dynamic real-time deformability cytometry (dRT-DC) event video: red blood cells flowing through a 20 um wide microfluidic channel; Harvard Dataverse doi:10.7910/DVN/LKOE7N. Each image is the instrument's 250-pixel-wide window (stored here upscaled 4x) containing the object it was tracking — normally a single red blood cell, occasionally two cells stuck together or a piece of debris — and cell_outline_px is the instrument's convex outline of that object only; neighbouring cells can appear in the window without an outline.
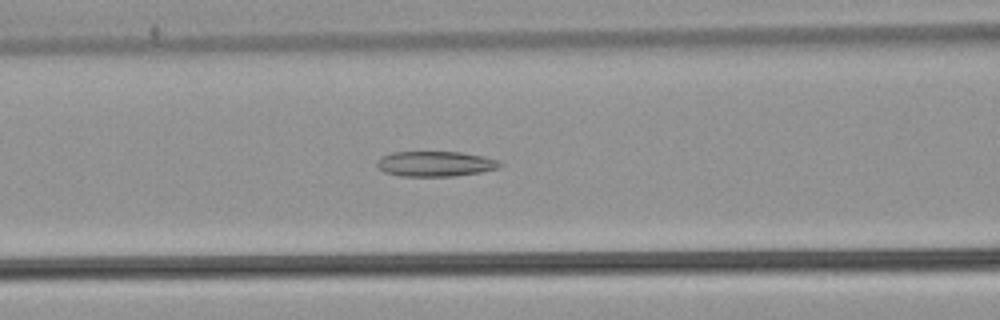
{"species": "common noctule bat (a hibernating species)", "species_latin": "Nyctalus noctula", "temperature_condition": "warm", "stored_images_in_passage": 54, "camera_frame_rate_fps": 3000, "um_per_image_px": 0.085, "animal": {"sex": "male", "body_mass_g": 21.5, "forearm_length_mm": 52.0}, "frame": {"image": 1, "passage_image": 23, "time_ms": 7.333, "image_size_px": [1000, 320], "cell_outline_px": [[504, 164], [500, 168], [480, 172], [452, 176], [400, 176], [384, 172], [376, 164], [376, 160], [380, 156], [392, 152], [460, 152], [484, 156], [496, 160]], "centroid_in_image_um": [36.99, 13.92], "position_along_channel_um": 129.6, "area_um2": 18.15}}
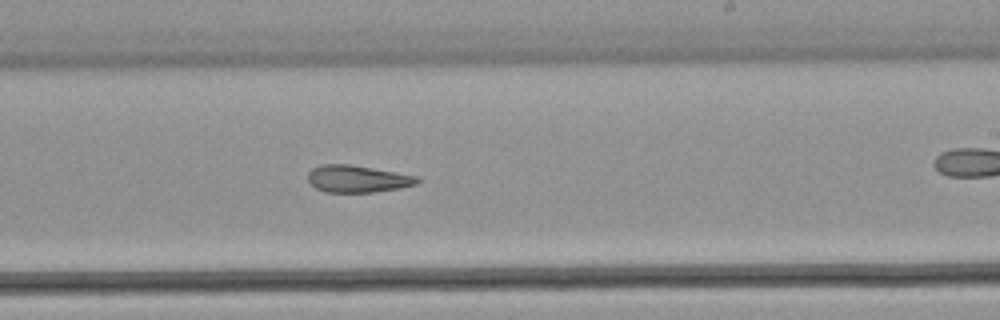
{"frame": {"image": 2, "passage_image": 33, "time_ms": 10.667, "image_size_px": [1000, 320], "cell_outline_px": [[420, 180], [416, 184], [400, 188], [372, 192], [324, 192], [316, 188], [308, 180], [308, 172], [312, 168], [320, 164], [348, 164], [420, 176]], "centroid_in_image_um": [30.39, 15.2], "position_along_channel_um": 258.6, "area_um2": 17.28}}
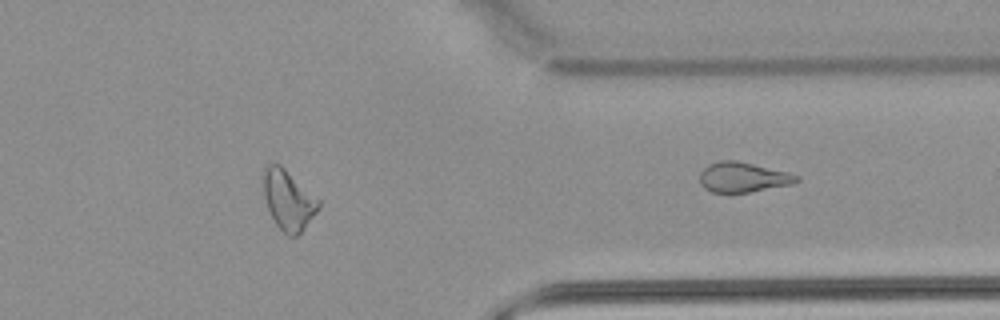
{"frame": {"image": 3, "passage_image": 44, "time_ms": 14.333, "image_size_px": [1000, 320], "cell_outline_px": [[320, 208], [304, 228], [296, 236], [288, 236], [276, 224], [268, 208], [264, 196], [264, 168], [268, 164], [280, 164], [320, 200]], "centroid_in_image_um": [24.52, 17.0], "position_along_channel_um": 386.9, "area_um2": 18.9}, "authors_computed_cell_mechanics": {"area_um2": 20.1722, "velocity_mm_per_s": 3.8803, "shape_relaxation_time_tau1_ms": null, "shape_relaxation_time_tau2_ms": 6.9232, "deformation_change_tau1": null, "deformation_change_tau2": 0.1685}}